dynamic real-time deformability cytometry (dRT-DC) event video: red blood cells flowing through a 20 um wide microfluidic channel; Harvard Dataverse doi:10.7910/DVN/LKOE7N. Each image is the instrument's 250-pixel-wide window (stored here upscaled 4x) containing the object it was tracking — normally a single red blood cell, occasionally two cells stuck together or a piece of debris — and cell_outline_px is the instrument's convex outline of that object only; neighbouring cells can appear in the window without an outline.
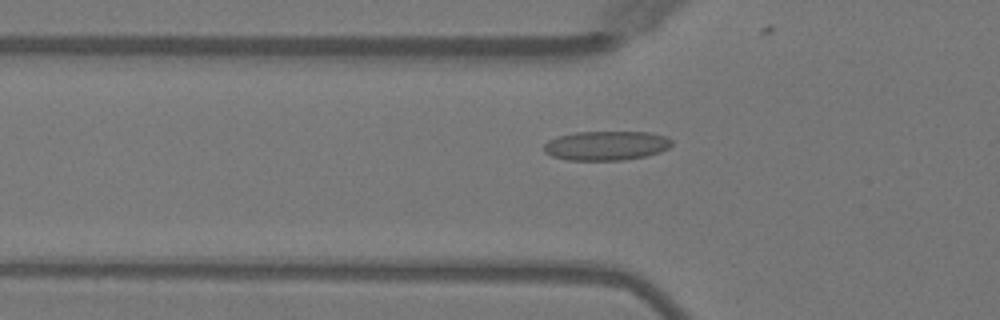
{"species": "Egyptian fruit bat (a non-hibernating species)", "species_latin": "Rousettus aegyptiacus", "temperature_condition": "warm", "stored_images_in_passage": 46, "camera_frame_rate_fps": 3000, "um_per_image_px": 0.085, "animal": {"sex": "female"}, "frame": {"image": 1, "passage_image": 17, "time_ms": 5.333, "image_size_px": [1000, 320], "cell_outline_px": [[672, 144], [668, 148], [660, 152], [644, 156], [624, 160], [568, 160], [552, 156], [544, 152], [544, 144], [548, 140], [556, 136], [576, 132], [648, 132], [668, 136], [672, 140]], "centroid_in_image_um": [51.52, 12.37], "position_along_channel_um": 74.3, "area_um2": 21.96}}
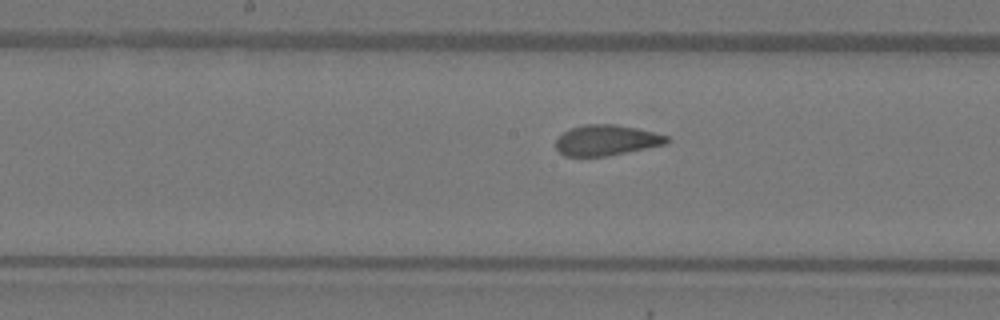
{"frame": {"image": 2, "passage_image": 26, "time_ms": 8.333, "image_size_px": [1000, 320], "cell_outline_px": [[668, 144], [608, 156], [564, 156], [556, 148], [556, 140], [564, 132], [572, 128], [584, 124], [616, 124], [636, 128], [668, 136]], "centroid_in_image_um": [51.56, 11.92], "position_along_channel_um": 196.6, "area_um2": 19.71}}
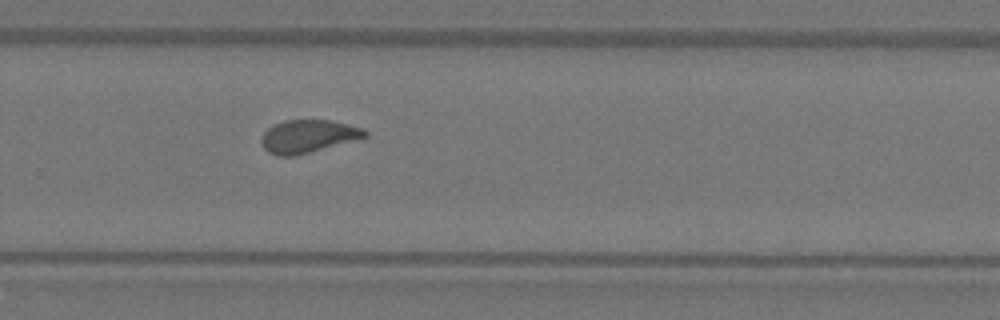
{"frame": {"image": 3, "passage_image": 34, "time_ms": 11.0, "image_size_px": [1000, 320], "cell_outline_px": [[368, 136], [356, 140], [296, 156], [276, 156], [268, 152], [264, 148], [260, 140], [264, 132], [272, 124], [284, 120], [332, 120], [364, 128], [368, 132]], "centroid_in_image_um": [26.19, 11.58], "position_along_channel_um": 303.6, "area_um2": 20.11}, "authors_computed_cell_mechanics": {"area_um2": 20.6346, "velocity_mm_per_s": 4.0381, "shape_relaxation_time_tau1_ms": null, "shape_relaxation_time_tau2_ms": 0.8033, "deformation_change_tau1": null, "deformation_change_tau2": 0.0707}}